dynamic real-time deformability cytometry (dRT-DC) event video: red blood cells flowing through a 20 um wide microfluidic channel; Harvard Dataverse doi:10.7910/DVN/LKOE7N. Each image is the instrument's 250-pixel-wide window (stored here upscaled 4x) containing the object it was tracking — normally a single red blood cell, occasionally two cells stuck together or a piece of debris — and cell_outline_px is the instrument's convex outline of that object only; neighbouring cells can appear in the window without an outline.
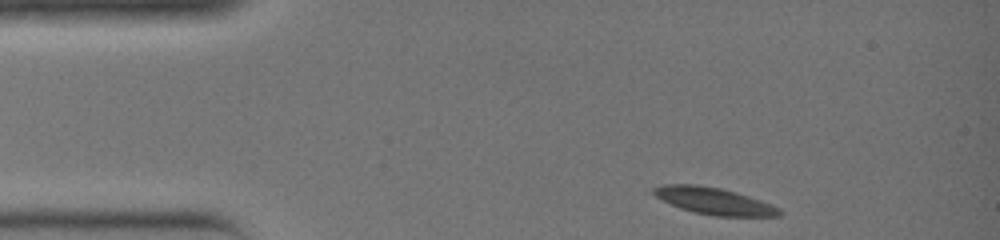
{"species": "common noctule bat (a hibernating species)", "species_latin": "Nyctalus noctula", "temperature_condition": "warm", "stored_images_in_passage": 29, "camera_frame_rate_fps": 3000, "um_per_image_px": 0.085, "animal": {"sex": "female", "body_mass_g": 19.0, "forearm_length_mm": 51.5}, "frame": {"image": 1, "passage_image": 1, "time_ms": 0.0, "image_size_px": [1000, 240], "cell_outline_px": [[784, 212], [780, 216], [716, 216], [692, 212], [680, 208], [656, 196], [652, 192], [652, 188], [664, 184], [696, 184], [720, 188], [736, 192], [772, 204], [780, 208]], "centroid_in_image_um": [60.72, 17.09], "position_along_channel_um": 24.3, "area_um2": 19.65}}
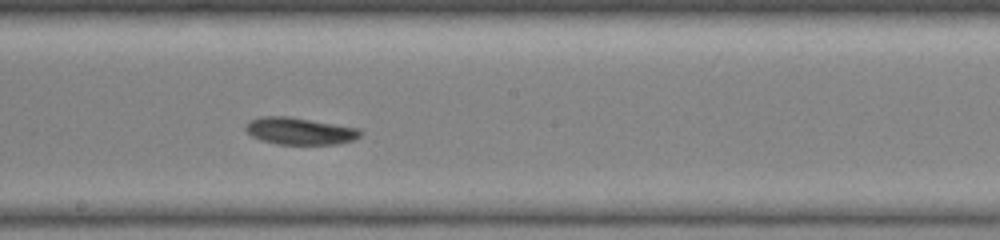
{"frame": {"image": 2, "passage_image": 16, "time_ms": 5.0, "image_size_px": [1000, 240], "cell_outline_px": [[364, 132], [360, 136], [352, 140], [336, 144], [276, 144], [260, 140], [252, 136], [244, 128], [244, 124], [248, 120], [260, 116], [288, 116], [360, 128]], "centroid_in_image_um": [25.45, 11.13], "position_along_channel_um": 222.8, "area_um2": 18.26}}
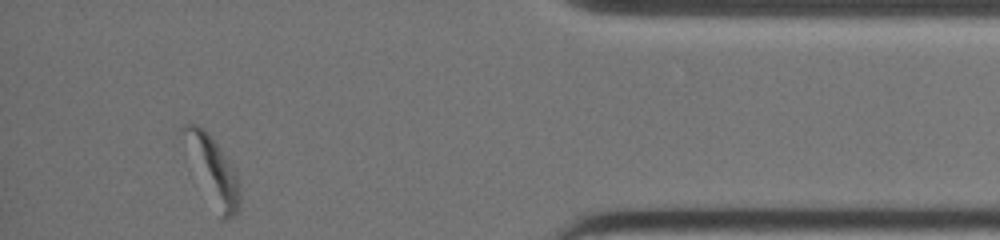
{"frame": {"image": 3, "passage_image": 29, "time_ms": 9.333, "image_size_px": [1000, 240], "cell_outline_px": [[240, 204], [236, 212], [228, 220], [224, 220], [220, 216], [180, 128], [184, 124], [200, 124], [208, 132], [220, 148], [236, 172], [240, 184]], "centroid_in_image_um": [18.2, 14.43], "position_along_channel_um": 417.0, "area_um2": 19.71}}